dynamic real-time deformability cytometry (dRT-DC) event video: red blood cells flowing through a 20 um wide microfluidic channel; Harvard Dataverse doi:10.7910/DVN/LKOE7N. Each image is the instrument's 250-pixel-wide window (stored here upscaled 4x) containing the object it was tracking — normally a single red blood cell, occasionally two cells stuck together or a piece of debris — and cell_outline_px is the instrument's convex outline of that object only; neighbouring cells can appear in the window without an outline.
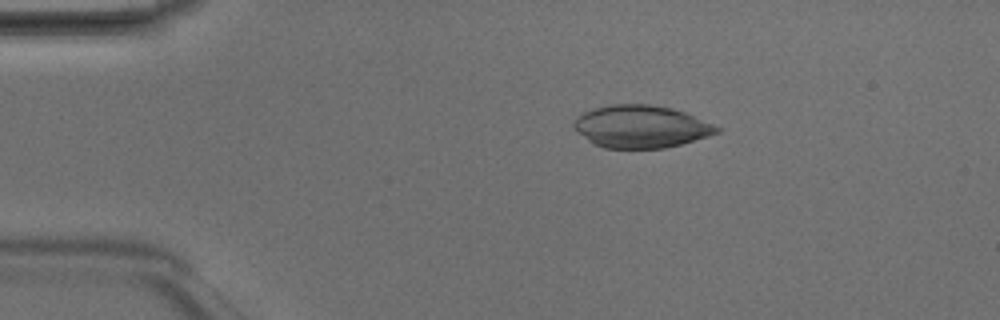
{"species": "Egyptian fruit bat (a non-hibernating species)", "species_latin": "Rousettus aegyptiacus", "temperature_condition": "room temperature", "stored_images_in_passage": 48, "camera_frame_rate_fps": 3000, "um_per_image_px": 0.085, "animal": {"sex": "male"}, "frame": {"image": 1, "passage_image": 9, "time_ms": 2.667, "image_size_px": [1000, 320], "cell_outline_px": [[720, 132], [708, 136], [680, 144], [664, 148], [604, 148], [588, 140], [572, 128], [572, 120], [576, 116], [592, 108], [608, 104], [652, 104], [672, 108], [684, 112], [712, 124], [720, 128]], "centroid_in_image_um": [54.42, 10.74], "position_along_channel_um": 30.6, "area_um2": 35.43}}
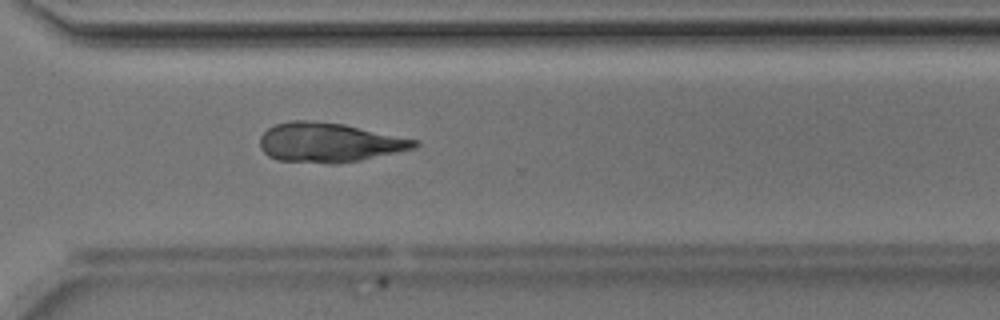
{"frame": {"image": 2, "passage_image": 35, "time_ms": 11.333, "image_size_px": [1000, 320], "cell_outline_px": [[420, 144], [416, 148], [360, 160], [336, 164], [328, 164], [276, 160], [268, 156], [260, 148], [260, 136], [268, 128], [276, 124], [288, 120], [312, 120], [344, 124], [420, 140]], "centroid_in_image_um": [27.97, 12.11], "position_along_channel_um": 342.6, "area_um2": 35.89}}
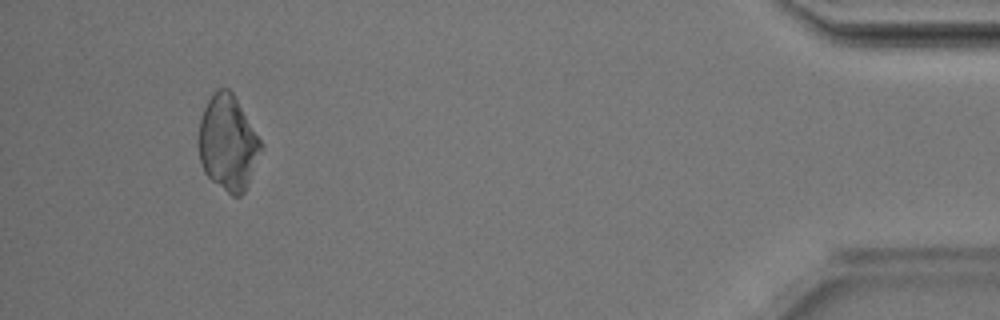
{"frame": {"image": 3, "passage_image": 45, "time_ms": 14.667, "image_size_px": [1000, 320], "cell_outline_px": [[264, 148], [244, 192], [240, 196], [232, 196], [212, 180], [204, 172], [200, 164], [200, 120], [204, 108], [212, 92], [216, 88], [228, 88], [232, 92], [264, 144]], "centroid_in_image_um": [19.4, 12.14], "position_along_channel_um": 415.8, "area_um2": 34.51}}